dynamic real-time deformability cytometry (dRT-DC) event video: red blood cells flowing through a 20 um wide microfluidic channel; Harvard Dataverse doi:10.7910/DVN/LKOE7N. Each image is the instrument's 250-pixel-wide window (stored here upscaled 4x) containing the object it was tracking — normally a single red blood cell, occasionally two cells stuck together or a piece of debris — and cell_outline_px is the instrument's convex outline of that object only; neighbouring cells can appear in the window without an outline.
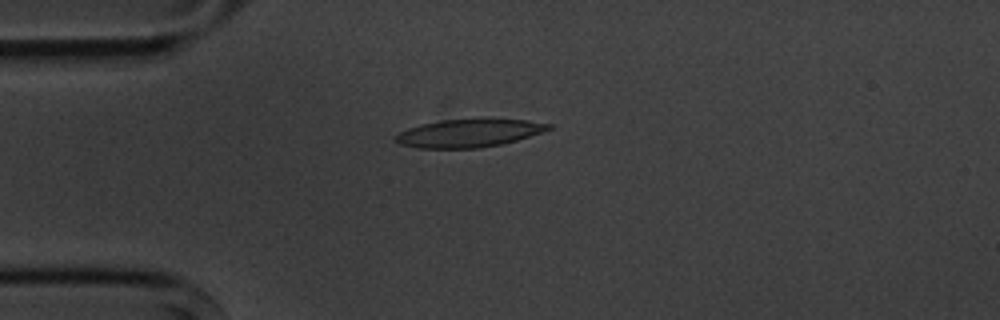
{"species": "common noctule bat (a hibernating species)", "species_latin": "Nyctalus noctula", "temperature_condition": "cold", "stored_images_in_passage": 8, "camera_frame_rate_fps": 3000, "um_per_image_px": 0.085, "animal": {"sex": "male", "body_mass_g": 20.1, "forearm_length_mm": 53.5}, "frame": {"image": 1, "passage_image": 2, "time_ms": 1.0, "image_size_px": [1000, 320], "cell_outline_px": [[552, 128], [516, 140], [500, 144], [476, 148], [416, 148], [400, 144], [392, 140], [392, 136], [408, 128], [424, 124], [444, 120], [480, 116], [484, 116], [528, 120], [552, 124]], "centroid_in_image_um": [39.85, 11.27], "position_along_channel_um": 45.2, "area_um2": 25.66}}
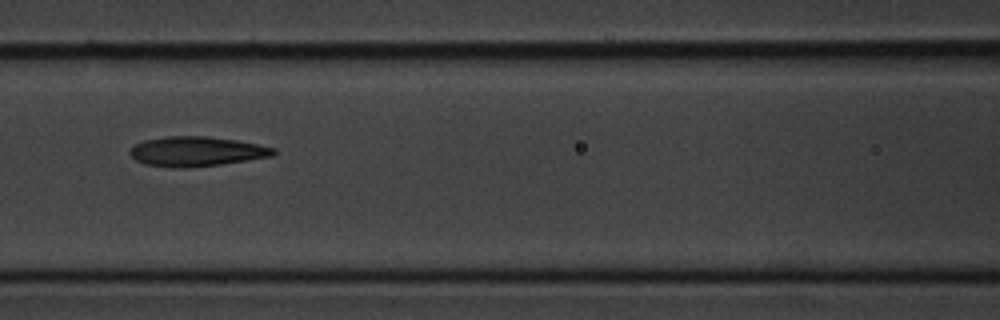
{"frame": {"image": 2, "passage_image": 5, "time_ms": 4.333, "image_size_px": [1000, 320], "cell_outline_px": [[276, 152], [272, 156], [220, 164], [188, 168], [172, 168], [144, 164], [136, 160], [128, 152], [136, 144], [144, 140], [168, 136], [208, 136], [236, 140], [276, 148]], "centroid_in_image_um": [16.68, 12.87], "position_along_channel_um": 149.9, "area_um2": 24.8}}
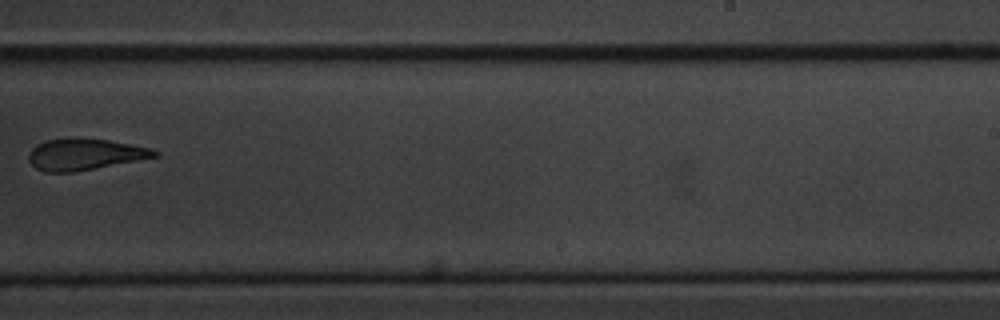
{"frame": {"image": 3, "passage_image": 8, "time_ms": 8.0, "image_size_px": [1000, 320], "cell_outline_px": [[160, 156], [72, 172], [44, 172], [36, 168], [28, 160], [28, 152], [36, 144], [44, 140], [76, 136], [108, 140], [152, 148], [160, 152]], "centroid_in_image_um": [7.18, 13.09], "position_along_channel_um": 281.8, "area_um2": 23.35}}